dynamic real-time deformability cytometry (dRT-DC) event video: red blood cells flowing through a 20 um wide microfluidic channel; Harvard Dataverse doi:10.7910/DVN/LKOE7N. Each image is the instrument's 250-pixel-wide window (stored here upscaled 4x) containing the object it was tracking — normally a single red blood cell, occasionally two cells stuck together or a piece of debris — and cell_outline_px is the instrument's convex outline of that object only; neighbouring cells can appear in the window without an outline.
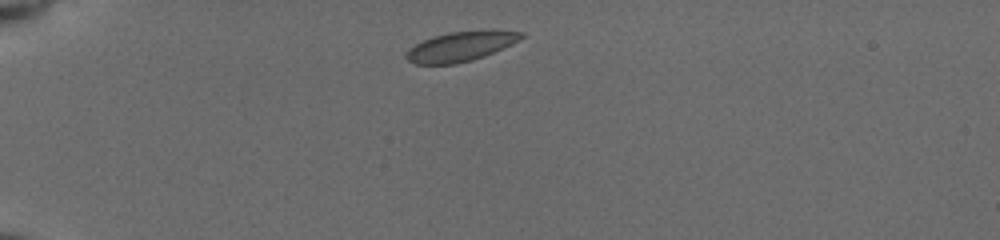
{"species": "common noctule bat (a hibernating species)", "species_latin": "Nyctalus noctula", "temperature_condition": "cold", "stored_images_in_passage": 40, "camera_frame_rate_fps": 3000, "um_per_image_px": 0.085, "animal": {"sex": "female", "body_mass_g": 19.5, "forearm_length_mm": 54.1}, "frame": {"image": 1, "passage_image": 1, "time_ms": 0.0, "image_size_px": [1000, 240], "cell_outline_px": [[524, 36], [512, 44], [484, 56], [472, 60], [456, 64], [416, 64], [408, 60], [404, 56], [404, 52], [408, 48], [432, 36], [448, 32], [524, 32]], "centroid_in_image_um": [39.04, 3.99], "position_along_channel_um": 46.0, "area_um2": 19.31}}
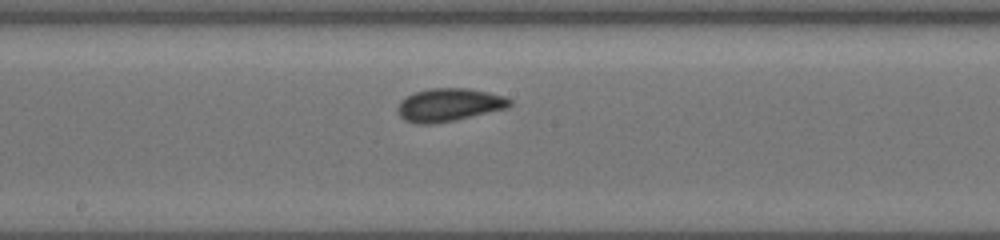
{"frame": {"image": 2, "passage_image": 17, "time_ms": 5.333, "image_size_px": [1000, 240], "cell_outline_px": [[512, 104], [508, 108], [456, 120], [432, 124], [416, 124], [404, 120], [396, 112], [396, 108], [400, 100], [404, 96], [416, 92], [432, 88], [468, 88], [488, 92], [504, 96], [512, 100]], "centroid_in_image_um": [38.14, 8.92], "position_along_channel_um": 210.1, "area_um2": 21.85}}
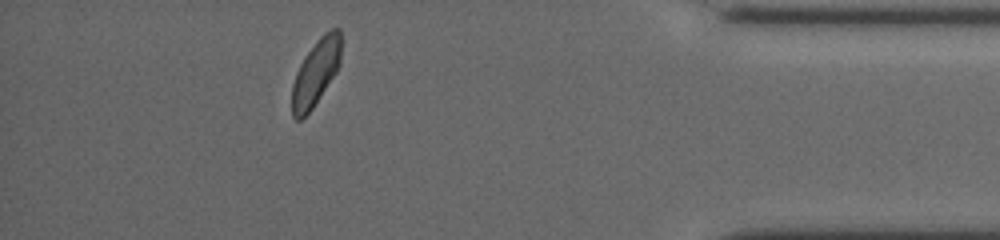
{"frame": {"image": 3, "passage_image": 35, "time_ms": 11.333, "image_size_px": [1000, 240], "cell_outline_px": [[340, 64], [336, 72], [312, 108], [300, 120], [296, 120], [292, 116], [292, 84], [296, 72], [304, 56], [320, 36], [324, 32], [332, 28], [340, 28]], "centroid_in_image_um": [26.83, 6.15], "position_along_channel_um": 408.4, "area_um2": 18.73}, "authors_computed_cell_mechanics": {"area_um2": 20.2589, "velocity_mm_per_s": 3.8796, "shape_relaxation_time_tau1_ms": 2.4635, "shape_relaxation_time_tau2_ms": null, "deformation_change_tau1": 0.0831, "deformation_change_tau2": null}}